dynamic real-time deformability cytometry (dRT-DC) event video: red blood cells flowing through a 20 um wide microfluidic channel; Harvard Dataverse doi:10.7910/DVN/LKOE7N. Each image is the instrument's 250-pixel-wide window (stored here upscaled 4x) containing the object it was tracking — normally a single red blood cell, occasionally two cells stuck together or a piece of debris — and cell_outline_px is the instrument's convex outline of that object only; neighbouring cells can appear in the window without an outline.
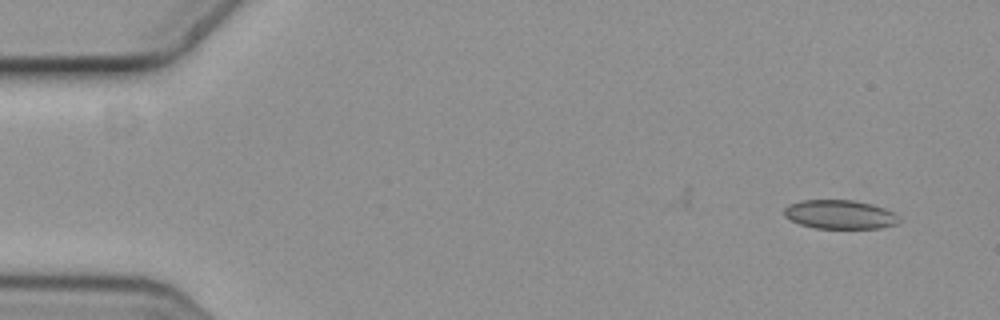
{"species": "common noctule bat (a hibernating species)", "species_latin": "Nyctalus noctula", "temperature_condition": "cold", "stored_images_in_passage": 2, "camera_frame_rate_fps": 3000, "um_per_image_px": 0.085, "animal": {"sex": "female", "body_mass_g": 19.3, "forearm_length_mm": 54.1}, "frame": {"image": 1, "passage_image": 2, "time_ms": 0.333, "image_size_px": [1000, 320], "cell_outline_px": [[900, 220], [896, 224], [880, 228], [816, 228], [800, 224], [784, 216], [784, 208], [788, 204], [804, 200], [852, 200], [872, 204], [884, 208], [892, 212]], "centroid_in_image_um": [71.36, 18.23], "position_along_channel_um": 13.6, "area_um2": 19.19}}